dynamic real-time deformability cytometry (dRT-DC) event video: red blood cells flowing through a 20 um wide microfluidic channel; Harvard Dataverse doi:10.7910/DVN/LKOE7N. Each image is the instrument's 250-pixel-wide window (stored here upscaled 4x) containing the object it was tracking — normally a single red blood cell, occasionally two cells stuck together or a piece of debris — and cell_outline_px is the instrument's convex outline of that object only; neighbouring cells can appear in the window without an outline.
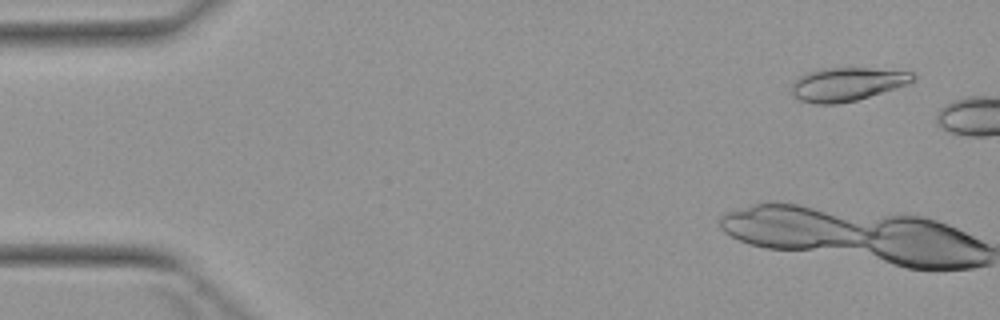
{"species": "Egyptian fruit bat (a non-hibernating species)", "species_latin": "Rousettus aegyptiacus", "temperature_condition": "warm", "stored_images_in_passage": 8, "camera_frame_rate_fps": 3000, "um_per_image_px": 0.085, "animal": {"sex": "female"}, "frame": {"image": 1, "passage_image": 1, "time_ms": 0.0, "image_size_px": [1000, 320], "cell_outline_px": [[916, 80], [908, 84], [896, 88], [856, 100], [836, 104], [816, 104], [800, 100], [792, 96], [792, 84], [804, 72], [820, 68], [868, 68], [912, 72], [916, 76]], "centroid_in_image_um": [71.98, 7.15], "position_along_channel_um": 13.0, "area_um2": 23.76}}
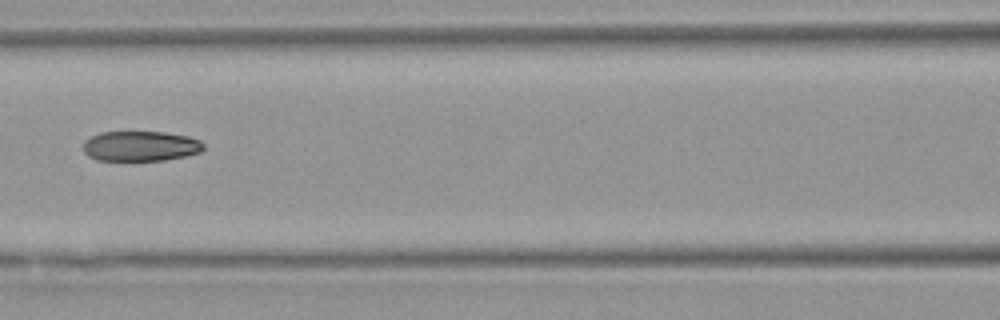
{"frame": {"image": 2, "passage_image": 7, "time_ms": 8.333, "image_size_px": [1000, 320], "cell_outline_px": [[204, 148], [200, 152], [184, 156], [164, 160], [96, 160], [88, 156], [84, 152], [84, 140], [100, 132], [164, 132], [188, 136], [200, 140], [204, 144]], "centroid_in_image_um": [11.94, 12.41], "position_along_channel_um": 154.7, "area_um2": 21.1}}
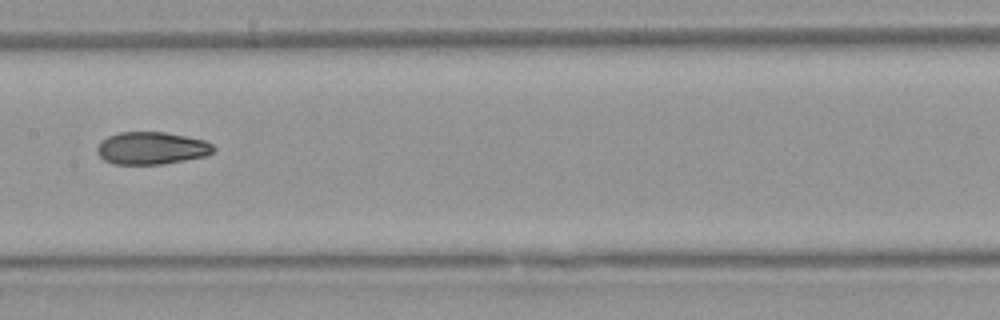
{"frame": {"image": 3, "passage_image": 8, "time_ms": 9.333, "image_size_px": [1000, 320], "cell_outline_px": [[216, 152], [204, 156], [164, 164], [112, 164], [104, 160], [96, 152], [96, 148], [108, 136], [120, 132], [164, 132], [204, 140], [212, 144], [216, 148]], "centroid_in_image_um": [12.9, 12.6], "position_along_channel_um": 194.5, "area_um2": 21.96}}